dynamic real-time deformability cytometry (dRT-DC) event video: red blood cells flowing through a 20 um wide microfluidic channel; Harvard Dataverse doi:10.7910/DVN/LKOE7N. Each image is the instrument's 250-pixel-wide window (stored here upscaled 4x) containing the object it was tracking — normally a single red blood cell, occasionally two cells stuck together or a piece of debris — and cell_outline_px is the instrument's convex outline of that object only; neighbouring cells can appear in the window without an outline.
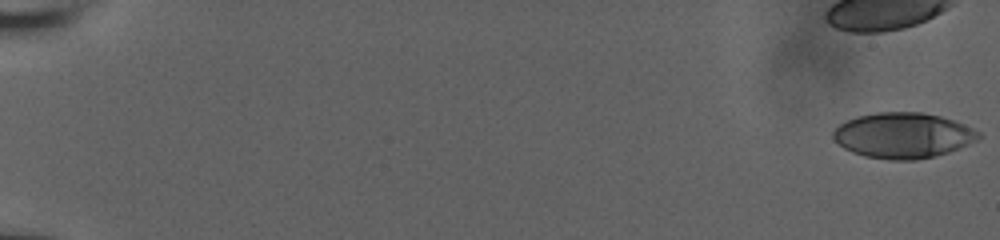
{"species": "human", "species_latin": "Homo sapiens", "temperature_condition": "room temperature", "stored_images_in_passage": 48, "camera_frame_rate_fps": 3000, "um_per_image_px": 0.085, "donor": {"sex": "male"}, "frame": {"image": 1, "passage_image": 1, "time_ms": 0.0, "image_size_px": [1000, 240], "cell_outline_px": [[980, 136], [976, 140], [968, 144], [948, 152], [916, 160], [892, 160], [864, 156], [852, 152], [844, 148], [832, 136], [832, 132], [840, 124], [856, 116], [876, 112], [924, 112], [940, 116], [964, 124], [980, 132]], "centroid_in_image_um": [76.74, 11.5], "position_along_channel_um": 8.3, "area_um2": 38.32}}